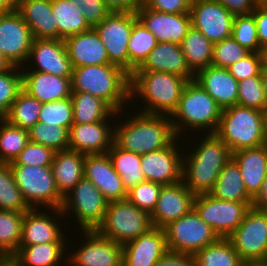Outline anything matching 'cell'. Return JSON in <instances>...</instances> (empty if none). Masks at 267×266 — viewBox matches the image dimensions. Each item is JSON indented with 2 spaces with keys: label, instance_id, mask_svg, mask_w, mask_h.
I'll return each mask as SVG.
<instances>
[{
  "label": "cell",
  "instance_id": "1",
  "mask_svg": "<svg viewBox=\"0 0 267 266\" xmlns=\"http://www.w3.org/2000/svg\"><path fill=\"white\" fill-rule=\"evenodd\" d=\"M139 112L115 127L114 143L121 149L145 154L170 146L177 140L170 116Z\"/></svg>",
  "mask_w": 267,
  "mask_h": 266
},
{
  "label": "cell",
  "instance_id": "2",
  "mask_svg": "<svg viewBox=\"0 0 267 266\" xmlns=\"http://www.w3.org/2000/svg\"><path fill=\"white\" fill-rule=\"evenodd\" d=\"M199 145L187 158L183 155L182 180L195 196L211 192L221 170L232 158L227 144L215 133L207 134Z\"/></svg>",
  "mask_w": 267,
  "mask_h": 266
},
{
  "label": "cell",
  "instance_id": "3",
  "mask_svg": "<svg viewBox=\"0 0 267 266\" xmlns=\"http://www.w3.org/2000/svg\"><path fill=\"white\" fill-rule=\"evenodd\" d=\"M72 92H84L105 101L115 112L123 111L129 101L130 75L114 64L73 68Z\"/></svg>",
  "mask_w": 267,
  "mask_h": 266
},
{
  "label": "cell",
  "instance_id": "4",
  "mask_svg": "<svg viewBox=\"0 0 267 266\" xmlns=\"http://www.w3.org/2000/svg\"><path fill=\"white\" fill-rule=\"evenodd\" d=\"M188 82L187 78L173 73L134 71L130 75V99L139 95L144 102L146 100L147 106L142 113L157 115L166 113L171 116Z\"/></svg>",
  "mask_w": 267,
  "mask_h": 266
},
{
  "label": "cell",
  "instance_id": "5",
  "mask_svg": "<svg viewBox=\"0 0 267 266\" xmlns=\"http://www.w3.org/2000/svg\"><path fill=\"white\" fill-rule=\"evenodd\" d=\"M215 134L232 153L267 144L263 111L234 105L222 110Z\"/></svg>",
  "mask_w": 267,
  "mask_h": 266
},
{
  "label": "cell",
  "instance_id": "6",
  "mask_svg": "<svg viewBox=\"0 0 267 266\" xmlns=\"http://www.w3.org/2000/svg\"><path fill=\"white\" fill-rule=\"evenodd\" d=\"M221 115L222 108L195 80H191L185 85L179 104L170 118H173L171 122L176 135H181L180 130L183 131L184 126L186 129L193 127L203 131L207 128L209 133H215Z\"/></svg>",
  "mask_w": 267,
  "mask_h": 266
},
{
  "label": "cell",
  "instance_id": "7",
  "mask_svg": "<svg viewBox=\"0 0 267 266\" xmlns=\"http://www.w3.org/2000/svg\"><path fill=\"white\" fill-rule=\"evenodd\" d=\"M152 227L150 214L126 198L108 202L104 219L96 231L103 237L123 245Z\"/></svg>",
  "mask_w": 267,
  "mask_h": 266
},
{
  "label": "cell",
  "instance_id": "8",
  "mask_svg": "<svg viewBox=\"0 0 267 266\" xmlns=\"http://www.w3.org/2000/svg\"><path fill=\"white\" fill-rule=\"evenodd\" d=\"M11 168L15 183L30 208L42 204L59 217L63 215L60 209L63 197L57 190L51 166L11 165Z\"/></svg>",
  "mask_w": 267,
  "mask_h": 266
},
{
  "label": "cell",
  "instance_id": "9",
  "mask_svg": "<svg viewBox=\"0 0 267 266\" xmlns=\"http://www.w3.org/2000/svg\"><path fill=\"white\" fill-rule=\"evenodd\" d=\"M108 202L93 182L83 177L63 197L60 209L63 216L70 210L75 213L82 230H96L104 219Z\"/></svg>",
  "mask_w": 267,
  "mask_h": 266
},
{
  "label": "cell",
  "instance_id": "10",
  "mask_svg": "<svg viewBox=\"0 0 267 266\" xmlns=\"http://www.w3.org/2000/svg\"><path fill=\"white\" fill-rule=\"evenodd\" d=\"M163 229L169 251L182 254L194 255L219 238L195 209L170 222Z\"/></svg>",
  "mask_w": 267,
  "mask_h": 266
},
{
  "label": "cell",
  "instance_id": "11",
  "mask_svg": "<svg viewBox=\"0 0 267 266\" xmlns=\"http://www.w3.org/2000/svg\"><path fill=\"white\" fill-rule=\"evenodd\" d=\"M228 239L244 262H267V212L251 207Z\"/></svg>",
  "mask_w": 267,
  "mask_h": 266
},
{
  "label": "cell",
  "instance_id": "12",
  "mask_svg": "<svg viewBox=\"0 0 267 266\" xmlns=\"http://www.w3.org/2000/svg\"><path fill=\"white\" fill-rule=\"evenodd\" d=\"M252 202L225 201L210 194L196 195L194 209L219 238H228L243 221Z\"/></svg>",
  "mask_w": 267,
  "mask_h": 266
},
{
  "label": "cell",
  "instance_id": "13",
  "mask_svg": "<svg viewBox=\"0 0 267 266\" xmlns=\"http://www.w3.org/2000/svg\"><path fill=\"white\" fill-rule=\"evenodd\" d=\"M136 14L110 12L106 18L94 27L107 50L111 64L117 65L129 74L128 42L133 29Z\"/></svg>",
  "mask_w": 267,
  "mask_h": 266
},
{
  "label": "cell",
  "instance_id": "14",
  "mask_svg": "<svg viewBox=\"0 0 267 266\" xmlns=\"http://www.w3.org/2000/svg\"><path fill=\"white\" fill-rule=\"evenodd\" d=\"M33 40L30 28L17 10L0 12V52L12 66L22 67L28 62Z\"/></svg>",
  "mask_w": 267,
  "mask_h": 266
},
{
  "label": "cell",
  "instance_id": "15",
  "mask_svg": "<svg viewBox=\"0 0 267 266\" xmlns=\"http://www.w3.org/2000/svg\"><path fill=\"white\" fill-rule=\"evenodd\" d=\"M191 25L213 44L231 37L234 15L216 0H193Z\"/></svg>",
  "mask_w": 267,
  "mask_h": 266
},
{
  "label": "cell",
  "instance_id": "16",
  "mask_svg": "<svg viewBox=\"0 0 267 266\" xmlns=\"http://www.w3.org/2000/svg\"><path fill=\"white\" fill-rule=\"evenodd\" d=\"M83 233L87 241L67 258L70 264L119 266L122 263V244L103 237L96 230H83Z\"/></svg>",
  "mask_w": 267,
  "mask_h": 266
},
{
  "label": "cell",
  "instance_id": "17",
  "mask_svg": "<svg viewBox=\"0 0 267 266\" xmlns=\"http://www.w3.org/2000/svg\"><path fill=\"white\" fill-rule=\"evenodd\" d=\"M195 195L181 180L175 184L163 185L155 209L150 214L154 227L164 228L194 209Z\"/></svg>",
  "mask_w": 267,
  "mask_h": 266
},
{
  "label": "cell",
  "instance_id": "18",
  "mask_svg": "<svg viewBox=\"0 0 267 266\" xmlns=\"http://www.w3.org/2000/svg\"><path fill=\"white\" fill-rule=\"evenodd\" d=\"M137 19L156 37L157 42L181 45L191 25L190 13H162L141 6L136 13Z\"/></svg>",
  "mask_w": 267,
  "mask_h": 266
},
{
  "label": "cell",
  "instance_id": "19",
  "mask_svg": "<svg viewBox=\"0 0 267 266\" xmlns=\"http://www.w3.org/2000/svg\"><path fill=\"white\" fill-rule=\"evenodd\" d=\"M174 141L170 146L141 155V170L146 181L170 185L182 180L183 159Z\"/></svg>",
  "mask_w": 267,
  "mask_h": 266
},
{
  "label": "cell",
  "instance_id": "20",
  "mask_svg": "<svg viewBox=\"0 0 267 266\" xmlns=\"http://www.w3.org/2000/svg\"><path fill=\"white\" fill-rule=\"evenodd\" d=\"M168 251L164 229L153 226L122 245V263L125 266H155Z\"/></svg>",
  "mask_w": 267,
  "mask_h": 266
},
{
  "label": "cell",
  "instance_id": "21",
  "mask_svg": "<svg viewBox=\"0 0 267 266\" xmlns=\"http://www.w3.org/2000/svg\"><path fill=\"white\" fill-rule=\"evenodd\" d=\"M84 177L91 180L109 202L127 198V189L114 170L108 153L86 154Z\"/></svg>",
  "mask_w": 267,
  "mask_h": 266
},
{
  "label": "cell",
  "instance_id": "22",
  "mask_svg": "<svg viewBox=\"0 0 267 266\" xmlns=\"http://www.w3.org/2000/svg\"><path fill=\"white\" fill-rule=\"evenodd\" d=\"M107 121L104 119L93 123H73L69 128L68 150L85 155L107 153L114 143V130Z\"/></svg>",
  "mask_w": 267,
  "mask_h": 266
},
{
  "label": "cell",
  "instance_id": "23",
  "mask_svg": "<svg viewBox=\"0 0 267 266\" xmlns=\"http://www.w3.org/2000/svg\"><path fill=\"white\" fill-rule=\"evenodd\" d=\"M37 64L35 71L56 75L59 77H72L73 66L69 59L64 40L34 39L30 49V59Z\"/></svg>",
  "mask_w": 267,
  "mask_h": 266
},
{
  "label": "cell",
  "instance_id": "24",
  "mask_svg": "<svg viewBox=\"0 0 267 266\" xmlns=\"http://www.w3.org/2000/svg\"><path fill=\"white\" fill-rule=\"evenodd\" d=\"M22 71V90L41 103L61 100L71 97L72 77H59L40 71ZM27 71V72H26Z\"/></svg>",
  "mask_w": 267,
  "mask_h": 266
},
{
  "label": "cell",
  "instance_id": "25",
  "mask_svg": "<svg viewBox=\"0 0 267 266\" xmlns=\"http://www.w3.org/2000/svg\"><path fill=\"white\" fill-rule=\"evenodd\" d=\"M194 80L223 109L237 105L238 81L227 68L208 66L198 71Z\"/></svg>",
  "mask_w": 267,
  "mask_h": 266
},
{
  "label": "cell",
  "instance_id": "26",
  "mask_svg": "<svg viewBox=\"0 0 267 266\" xmlns=\"http://www.w3.org/2000/svg\"><path fill=\"white\" fill-rule=\"evenodd\" d=\"M73 68L111 64L107 50L94 28L64 39Z\"/></svg>",
  "mask_w": 267,
  "mask_h": 266
},
{
  "label": "cell",
  "instance_id": "27",
  "mask_svg": "<svg viewBox=\"0 0 267 266\" xmlns=\"http://www.w3.org/2000/svg\"><path fill=\"white\" fill-rule=\"evenodd\" d=\"M135 71L166 72L194 80L195 74L189 69L181 45L158 42L144 63Z\"/></svg>",
  "mask_w": 267,
  "mask_h": 266
},
{
  "label": "cell",
  "instance_id": "28",
  "mask_svg": "<svg viewBox=\"0 0 267 266\" xmlns=\"http://www.w3.org/2000/svg\"><path fill=\"white\" fill-rule=\"evenodd\" d=\"M17 11L34 39H59L58 24L52 13V0H22Z\"/></svg>",
  "mask_w": 267,
  "mask_h": 266
},
{
  "label": "cell",
  "instance_id": "29",
  "mask_svg": "<svg viewBox=\"0 0 267 266\" xmlns=\"http://www.w3.org/2000/svg\"><path fill=\"white\" fill-rule=\"evenodd\" d=\"M232 159L240 169L248 194L253 198L267 176V144L236 151L232 153Z\"/></svg>",
  "mask_w": 267,
  "mask_h": 266
},
{
  "label": "cell",
  "instance_id": "30",
  "mask_svg": "<svg viewBox=\"0 0 267 266\" xmlns=\"http://www.w3.org/2000/svg\"><path fill=\"white\" fill-rule=\"evenodd\" d=\"M55 221L48 213L40 212L36 208L26 211L19 245L64 242L62 230Z\"/></svg>",
  "mask_w": 267,
  "mask_h": 266
},
{
  "label": "cell",
  "instance_id": "31",
  "mask_svg": "<svg viewBox=\"0 0 267 266\" xmlns=\"http://www.w3.org/2000/svg\"><path fill=\"white\" fill-rule=\"evenodd\" d=\"M85 154L64 150L55 152L51 164L59 194L64 197L84 177Z\"/></svg>",
  "mask_w": 267,
  "mask_h": 266
},
{
  "label": "cell",
  "instance_id": "32",
  "mask_svg": "<svg viewBox=\"0 0 267 266\" xmlns=\"http://www.w3.org/2000/svg\"><path fill=\"white\" fill-rule=\"evenodd\" d=\"M225 201L252 202L236 162L231 158L221 170L215 185L209 193Z\"/></svg>",
  "mask_w": 267,
  "mask_h": 266
},
{
  "label": "cell",
  "instance_id": "33",
  "mask_svg": "<svg viewBox=\"0 0 267 266\" xmlns=\"http://www.w3.org/2000/svg\"><path fill=\"white\" fill-rule=\"evenodd\" d=\"M65 244L64 242H48L19 245L11 260L17 266H57L66 250L64 249Z\"/></svg>",
  "mask_w": 267,
  "mask_h": 266
},
{
  "label": "cell",
  "instance_id": "34",
  "mask_svg": "<svg viewBox=\"0 0 267 266\" xmlns=\"http://www.w3.org/2000/svg\"><path fill=\"white\" fill-rule=\"evenodd\" d=\"M73 123H93L119 115L105 101L84 92H72ZM114 114V115H113ZM117 114V115H116Z\"/></svg>",
  "mask_w": 267,
  "mask_h": 266
},
{
  "label": "cell",
  "instance_id": "35",
  "mask_svg": "<svg viewBox=\"0 0 267 266\" xmlns=\"http://www.w3.org/2000/svg\"><path fill=\"white\" fill-rule=\"evenodd\" d=\"M181 49L189 69L196 74L211 66L213 43L199 30L191 27L181 43Z\"/></svg>",
  "mask_w": 267,
  "mask_h": 266
},
{
  "label": "cell",
  "instance_id": "36",
  "mask_svg": "<svg viewBox=\"0 0 267 266\" xmlns=\"http://www.w3.org/2000/svg\"><path fill=\"white\" fill-rule=\"evenodd\" d=\"M52 13L58 24L59 40L91 29L83 13L69 0H52Z\"/></svg>",
  "mask_w": 267,
  "mask_h": 266
},
{
  "label": "cell",
  "instance_id": "37",
  "mask_svg": "<svg viewBox=\"0 0 267 266\" xmlns=\"http://www.w3.org/2000/svg\"><path fill=\"white\" fill-rule=\"evenodd\" d=\"M114 170L119 174L127 190L146 181L141 170V155L119 148L115 143L108 150Z\"/></svg>",
  "mask_w": 267,
  "mask_h": 266
},
{
  "label": "cell",
  "instance_id": "38",
  "mask_svg": "<svg viewBox=\"0 0 267 266\" xmlns=\"http://www.w3.org/2000/svg\"><path fill=\"white\" fill-rule=\"evenodd\" d=\"M193 256L197 266H242L244 263L228 238H218Z\"/></svg>",
  "mask_w": 267,
  "mask_h": 266
},
{
  "label": "cell",
  "instance_id": "39",
  "mask_svg": "<svg viewBox=\"0 0 267 266\" xmlns=\"http://www.w3.org/2000/svg\"><path fill=\"white\" fill-rule=\"evenodd\" d=\"M24 213L0 210V259L11 258L18 250Z\"/></svg>",
  "mask_w": 267,
  "mask_h": 266
},
{
  "label": "cell",
  "instance_id": "40",
  "mask_svg": "<svg viewBox=\"0 0 267 266\" xmlns=\"http://www.w3.org/2000/svg\"><path fill=\"white\" fill-rule=\"evenodd\" d=\"M157 43L154 34L136 19L128 42L129 75L144 63Z\"/></svg>",
  "mask_w": 267,
  "mask_h": 266
},
{
  "label": "cell",
  "instance_id": "41",
  "mask_svg": "<svg viewBox=\"0 0 267 266\" xmlns=\"http://www.w3.org/2000/svg\"><path fill=\"white\" fill-rule=\"evenodd\" d=\"M30 142L29 130L0 118V163H11Z\"/></svg>",
  "mask_w": 267,
  "mask_h": 266
},
{
  "label": "cell",
  "instance_id": "42",
  "mask_svg": "<svg viewBox=\"0 0 267 266\" xmlns=\"http://www.w3.org/2000/svg\"><path fill=\"white\" fill-rule=\"evenodd\" d=\"M42 103L21 90L8 114L4 117L11 125L29 130L39 121Z\"/></svg>",
  "mask_w": 267,
  "mask_h": 266
},
{
  "label": "cell",
  "instance_id": "43",
  "mask_svg": "<svg viewBox=\"0 0 267 266\" xmlns=\"http://www.w3.org/2000/svg\"><path fill=\"white\" fill-rule=\"evenodd\" d=\"M30 209L15 183L10 163H0V210L26 212Z\"/></svg>",
  "mask_w": 267,
  "mask_h": 266
},
{
  "label": "cell",
  "instance_id": "44",
  "mask_svg": "<svg viewBox=\"0 0 267 266\" xmlns=\"http://www.w3.org/2000/svg\"><path fill=\"white\" fill-rule=\"evenodd\" d=\"M68 134L66 127L46 125L39 121L29 129L31 142L51 148L55 152L68 150Z\"/></svg>",
  "mask_w": 267,
  "mask_h": 266
},
{
  "label": "cell",
  "instance_id": "45",
  "mask_svg": "<svg viewBox=\"0 0 267 266\" xmlns=\"http://www.w3.org/2000/svg\"><path fill=\"white\" fill-rule=\"evenodd\" d=\"M39 122L52 126L59 125L69 130L73 124V105L71 97L42 103L39 113Z\"/></svg>",
  "mask_w": 267,
  "mask_h": 266
},
{
  "label": "cell",
  "instance_id": "46",
  "mask_svg": "<svg viewBox=\"0 0 267 266\" xmlns=\"http://www.w3.org/2000/svg\"><path fill=\"white\" fill-rule=\"evenodd\" d=\"M232 38L250 52H261L253 14L236 15L233 19Z\"/></svg>",
  "mask_w": 267,
  "mask_h": 266
},
{
  "label": "cell",
  "instance_id": "47",
  "mask_svg": "<svg viewBox=\"0 0 267 266\" xmlns=\"http://www.w3.org/2000/svg\"><path fill=\"white\" fill-rule=\"evenodd\" d=\"M17 66L0 73V118H4L22 90V73ZM19 71V72H17Z\"/></svg>",
  "mask_w": 267,
  "mask_h": 266
},
{
  "label": "cell",
  "instance_id": "48",
  "mask_svg": "<svg viewBox=\"0 0 267 266\" xmlns=\"http://www.w3.org/2000/svg\"><path fill=\"white\" fill-rule=\"evenodd\" d=\"M237 104L261 111L267 108V99L263 90L261 76L249 77L238 81Z\"/></svg>",
  "mask_w": 267,
  "mask_h": 266
},
{
  "label": "cell",
  "instance_id": "49",
  "mask_svg": "<svg viewBox=\"0 0 267 266\" xmlns=\"http://www.w3.org/2000/svg\"><path fill=\"white\" fill-rule=\"evenodd\" d=\"M251 52L236 42L232 36L213 44L211 65L219 68H228L235 62L245 58Z\"/></svg>",
  "mask_w": 267,
  "mask_h": 266
},
{
  "label": "cell",
  "instance_id": "50",
  "mask_svg": "<svg viewBox=\"0 0 267 266\" xmlns=\"http://www.w3.org/2000/svg\"><path fill=\"white\" fill-rule=\"evenodd\" d=\"M162 187V184L156 182H140L127 190V199L139 209L151 214L155 209Z\"/></svg>",
  "mask_w": 267,
  "mask_h": 266
},
{
  "label": "cell",
  "instance_id": "51",
  "mask_svg": "<svg viewBox=\"0 0 267 266\" xmlns=\"http://www.w3.org/2000/svg\"><path fill=\"white\" fill-rule=\"evenodd\" d=\"M54 154L51 148L30 141L10 165L51 166Z\"/></svg>",
  "mask_w": 267,
  "mask_h": 266
},
{
  "label": "cell",
  "instance_id": "52",
  "mask_svg": "<svg viewBox=\"0 0 267 266\" xmlns=\"http://www.w3.org/2000/svg\"><path fill=\"white\" fill-rule=\"evenodd\" d=\"M263 68L261 52H251L245 58L230 65L227 70L237 80L260 76Z\"/></svg>",
  "mask_w": 267,
  "mask_h": 266
},
{
  "label": "cell",
  "instance_id": "53",
  "mask_svg": "<svg viewBox=\"0 0 267 266\" xmlns=\"http://www.w3.org/2000/svg\"><path fill=\"white\" fill-rule=\"evenodd\" d=\"M83 13L86 22L91 28L101 23L110 13L104 0H69Z\"/></svg>",
  "mask_w": 267,
  "mask_h": 266
},
{
  "label": "cell",
  "instance_id": "54",
  "mask_svg": "<svg viewBox=\"0 0 267 266\" xmlns=\"http://www.w3.org/2000/svg\"><path fill=\"white\" fill-rule=\"evenodd\" d=\"M193 0H143V5L152 10L169 13H189Z\"/></svg>",
  "mask_w": 267,
  "mask_h": 266
},
{
  "label": "cell",
  "instance_id": "55",
  "mask_svg": "<svg viewBox=\"0 0 267 266\" xmlns=\"http://www.w3.org/2000/svg\"><path fill=\"white\" fill-rule=\"evenodd\" d=\"M252 14L256 22L258 41L263 48L267 45V4L261 1Z\"/></svg>",
  "mask_w": 267,
  "mask_h": 266
},
{
  "label": "cell",
  "instance_id": "56",
  "mask_svg": "<svg viewBox=\"0 0 267 266\" xmlns=\"http://www.w3.org/2000/svg\"><path fill=\"white\" fill-rule=\"evenodd\" d=\"M234 16L252 14L262 0H216Z\"/></svg>",
  "mask_w": 267,
  "mask_h": 266
},
{
  "label": "cell",
  "instance_id": "57",
  "mask_svg": "<svg viewBox=\"0 0 267 266\" xmlns=\"http://www.w3.org/2000/svg\"><path fill=\"white\" fill-rule=\"evenodd\" d=\"M155 266H197L194 256L168 251Z\"/></svg>",
  "mask_w": 267,
  "mask_h": 266
},
{
  "label": "cell",
  "instance_id": "58",
  "mask_svg": "<svg viewBox=\"0 0 267 266\" xmlns=\"http://www.w3.org/2000/svg\"><path fill=\"white\" fill-rule=\"evenodd\" d=\"M110 12H126L136 14L143 5V0H104Z\"/></svg>",
  "mask_w": 267,
  "mask_h": 266
},
{
  "label": "cell",
  "instance_id": "59",
  "mask_svg": "<svg viewBox=\"0 0 267 266\" xmlns=\"http://www.w3.org/2000/svg\"><path fill=\"white\" fill-rule=\"evenodd\" d=\"M252 207L267 212V176L257 194L252 198Z\"/></svg>",
  "mask_w": 267,
  "mask_h": 266
},
{
  "label": "cell",
  "instance_id": "60",
  "mask_svg": "<svg viewBox=\"0 0 267 266\" xmlns=\"http://www.w3.org/2000/svg\"><path fill=\"white\" fill-rule=\"evenodd\" d=\"M17 0H0V12H11L17 10Z\"/></svg>",
  "mask_w": 267,
  "mask_h": 266
},
{
  "label": "cell",
  "instance_id": "61",
  "mask_svg": "<svg viewBox=\"0 0 267 266\" xmlns=\"http://www.w3.org/2000/svg\"><path fill=\"white\" fill-rule=\"evenodd\" d=\"M11 67L12 65L10 64V62L0 52V73L9 70Z\"/></svg>",
  "mask_w": 267,
  "mask_h": 266
},
{
  "label": "cell",
  "instance_id": "62",
  "mask_svg": "<svg viewBox=\"0 0 267 266\" xmlns=\"http://www.w3.org/2000/svg\"><path fill=\"white\" fill-rule=\"evenodd\" d=\"M260 76H261L263 90H264V93L267 99V69L266 68H262Z\"/></svg>",
  "mask_w": 267,
  "mask_h": 266
},
{
  "label": "cell",
  "instance_id": "63",
  "mask_svg": "<svg viewBox=\"0 0 267 266\" xmlns=\"http://www.w3.org/2000/svg\"><path fill=\"white\" fill-rule=\"evenodd\" d=\"M263 68L267 69V45L261 50Z\"/></svg>",
  "mask_w": 267,
  "mask_h": 266
},
{
  "label": "cell",
  "instance_id": "64",
  "mask_svg": "<svg viewBox=\"0 0 267 266\" xmlns=\"http://www.w3.org/2000/svg\"><path fill=\"white\" fill-rule=\"evenodd\" d=\"M0 266H17L11 258L0 259Z\"/></svg>",
  "mask_w": 267,
  "mask_h": 266
},
{
  "label": "cell",
  "instance_id": "65",
  "mask_svg": "<svg viewBox=\"0 0 267 266\" xmlns=\"http://www.w3.org/2000/svg\"><path fill=\"white\" fill-rule=\"evenodd\" d=\"M242 266H267V262H244Z\"/></svg>",
  "mask_w": 267,
  "mask_h": 266
},
{
  "label": "cell",
  "instance_id": "66",
  "mask_svg": "<svg viewBox=\"0 0 267 266\" xmlns=\"http://www.w3.org/2000/svg\"><path fill=\"white\" fill-rule=\"evenodd\" d=\"M263 115H264L265 136L267 141V108L263 111Z\"/></svg>",
  "mask_w": 267,
  "mask_h": 266
}]
</instances>
